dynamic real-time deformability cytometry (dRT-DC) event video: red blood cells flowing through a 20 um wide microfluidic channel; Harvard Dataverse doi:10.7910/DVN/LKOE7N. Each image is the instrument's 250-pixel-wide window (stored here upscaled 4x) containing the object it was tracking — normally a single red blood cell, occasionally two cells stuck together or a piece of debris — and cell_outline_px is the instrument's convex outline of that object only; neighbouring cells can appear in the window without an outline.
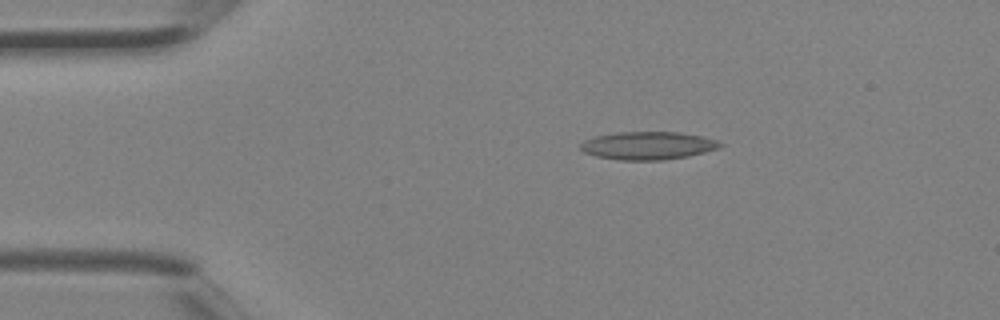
{"species": "Egyptian fruit bat (a non-hibernating species)", "species_latin": "Rousettus aegyptiacus", "temperature_condition": "room temperature", "stored_images_in_passage": 2, "camera_frame_rate_fps": 3000, "um_per_image_px": 0.085, "animal": {"sex": "female"}, "frame": {"image": 1, "passage_image": 1, "time_ms": 0.0, "image_size_px": [1000, 320], "cell_outline_px": [[724, 144], [720, 148], [688, 156], [664, 160], [620, 160], [596, 156], [584, 152], [580, 148], [580, 144], [584, 140], [596, 136], [616, 132], [680, 132], [704, 136], [720, 140]], "centroid_in_image_um": [55.12, 12.37], "position_along_channel_um": 29.9, "area_um2": 22.95}}